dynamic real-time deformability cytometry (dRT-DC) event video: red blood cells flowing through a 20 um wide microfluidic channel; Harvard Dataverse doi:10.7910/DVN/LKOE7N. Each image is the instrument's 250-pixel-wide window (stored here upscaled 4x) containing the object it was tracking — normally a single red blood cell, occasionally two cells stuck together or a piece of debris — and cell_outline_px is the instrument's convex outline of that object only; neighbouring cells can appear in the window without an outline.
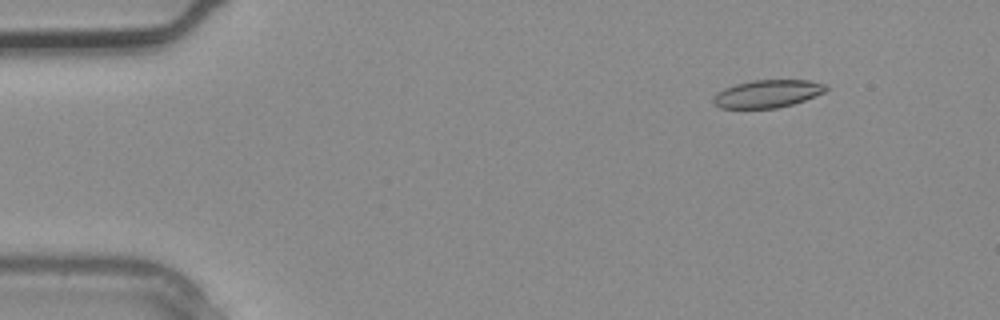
{"species": "common noctule bat (a hibernating species)", "species_latin": "Nyctalus noctula", "temperature_condition": "warm", "stored_images_in_passage": 3, "camera_frame_rate_fps": 3000, "um_per_image_px": 0.085, "animal": {"sex": "male", "body_mass_g": 20.4}, "frame": {"image": 1, "passage_image": 1, "time_ms": 0.0, "image_size_px": [1000, 320], "cell_outline_px": [[828, 88], [824, 92], [804, 100], [792, 104], [776, 108], [720, 108], [712, 100], [712, 96], [716, 92], [724, 88], [736, 84], [752, 80], [808, 80], [824, 84]], "centroid_in_image_um": [65.19, 7.96], "position_along_channel_um": 19.8, "area_um2": 18.09}}